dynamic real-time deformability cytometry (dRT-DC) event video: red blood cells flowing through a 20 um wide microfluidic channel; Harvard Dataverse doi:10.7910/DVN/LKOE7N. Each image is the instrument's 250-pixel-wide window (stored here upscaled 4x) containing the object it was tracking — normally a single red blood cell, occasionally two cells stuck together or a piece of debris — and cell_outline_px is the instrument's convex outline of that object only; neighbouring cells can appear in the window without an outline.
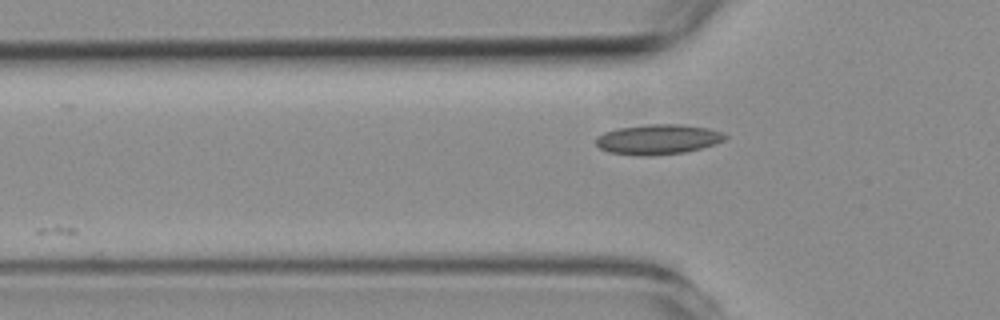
{"species": "common noctule bat (a hibernating species)", "species_latin": "Nyctalus noctula", "temperature_condition": "room temperature", "stored_images_in_passage": 4, "camera_frame_rate_fps": 3000, "um_per_image_px": 0.085, "animal": {"sex": "female", "body_mass_g": 19.3, "forearm_length_mm": 54.1}, "frame": {"image": 1, "passage_image": 4, "time_ms": 3.667, "image_size_px": [1000, 320], "cell_outline_px": [[728, 136], [724, 140], [700, 148], [684, 152], [652, 156], [636, 156], [608, 152], [600, 148], [596, 144], [596, 136], [604, 132], [616, 128], [648, 124], [680, 124], [708, 128], [720, 132]], "centroid_in_image_um": [55.86, 11.85], "position_along_channel_um": 69.9, "area_um2": 22.66}}